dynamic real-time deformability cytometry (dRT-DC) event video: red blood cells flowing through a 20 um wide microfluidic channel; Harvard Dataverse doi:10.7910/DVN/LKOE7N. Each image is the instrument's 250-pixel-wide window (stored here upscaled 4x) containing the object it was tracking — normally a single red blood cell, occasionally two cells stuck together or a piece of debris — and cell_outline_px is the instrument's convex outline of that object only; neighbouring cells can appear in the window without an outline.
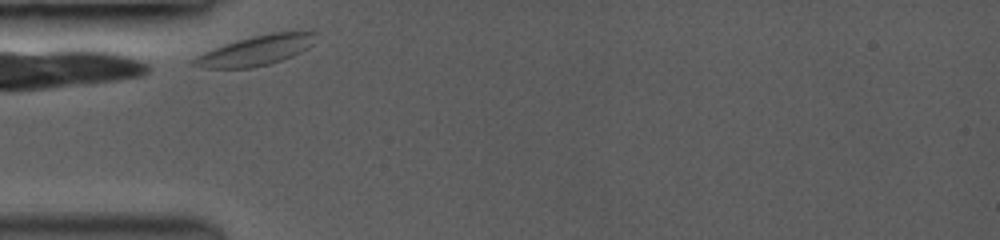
{"species": "common noctule bat (a hibernating species)", "species_latin": "Nyctalus noctula", "temperature_condition": "room temperature", "stored_images_in_passage": 27, "camera_frame_rate_fps": 3500, "um_per_image_px": 0.085, "animal": {"sex": "female", "body_mass_g": 19.0, "forearm_length_mm": 53.3}, "frame": {"image": 1, "passage_image": 1, "time_ms": 0.0, "image_size_px": [1000, 240], "cell_outline_px": [[320, 32], [312, 44], [308, 48], [292, 56], [268, 64], [252, 68], [204, 68], [192, 64], [188, 60], [212, 48], [236, 40], [252, 36], [272, 32]], "centroid_in_image_um": [21.72, 4.29], "position_along_channel_um": 63.3, "area_um2": 21.27}}
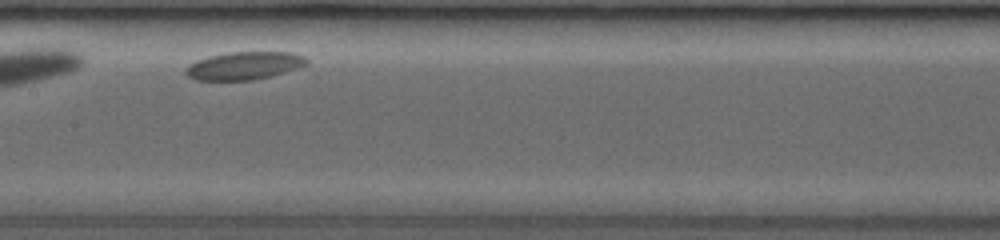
{"frame": {"image": 2, "passage_image": 12, "time_ms": 3.143, "image_size_px": [1000, 240], "cell_outline_px": [[308, 64], [272, 76], [252, 80], [196, 80], [188, 76], [184, 72], [188, 64], [196, 60], [208, 56], [228, 52], [292, 52], [304, 56], [308, 60]], "centroid_in_image_um": [20.73, 5.58], "position_along_channel_um": 186.7, "area_um2": 19.71}}
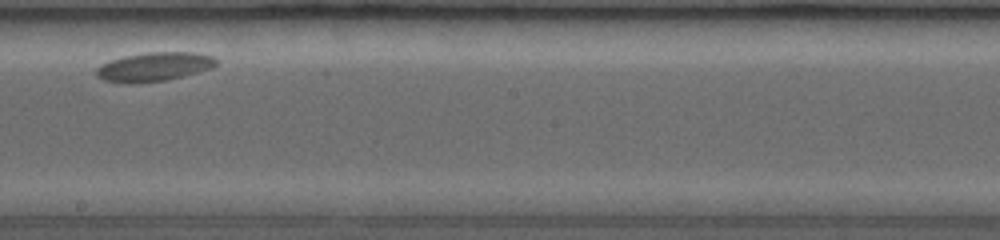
{"frame": {"image": 3, "passage_image": 16, "time_ms": 4.286, "image_size_px": [1000, 240], "cell_outline_px": [[220, 60], [212, 68], [184, 76], [164, 80], [104, 80], [96, 76], [96, 68], [100, 64], [124, 56], [148, 52], [192, 52], [212, 56]], "centroid_in_image_um": [13.19, 5.62], "position_along_channel_um": 235.0, "area_um2": 19.36}}